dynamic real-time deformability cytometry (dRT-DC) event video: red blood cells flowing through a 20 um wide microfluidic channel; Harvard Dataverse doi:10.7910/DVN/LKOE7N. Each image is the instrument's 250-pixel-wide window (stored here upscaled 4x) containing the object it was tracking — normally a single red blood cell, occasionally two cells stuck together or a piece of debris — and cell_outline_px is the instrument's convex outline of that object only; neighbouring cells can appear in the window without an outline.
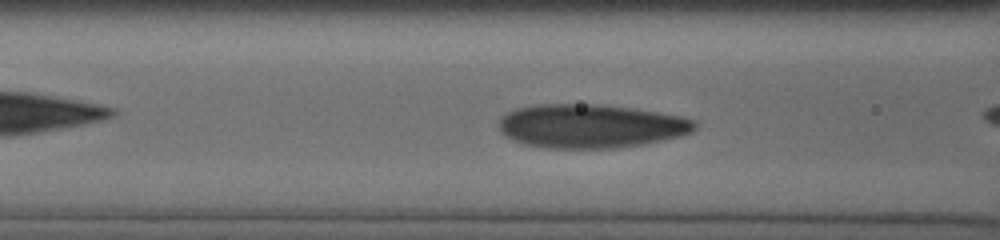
{"species": "human", "species_latin": "Homo sapiens", "temperature_condition": "cold", "stored_images_in_passage": 25, "camera_frame_rate_fps": 3000, "um_per_image_px": 0.085, "donor": {"sex": "male"}, "frame": {"image": 1, "passage_image": 13, "time_ms": 4.667, "image_size_px": [1000, 240], "cell_outline_px": [[700, 124], [692, 132], [680, 136], [644, 144], [616, 148], [548, 148], [524, 144], [512, 140], [504, 136], [500, 132], [500, 120], [508, 112], [516, 108], [536, 104], [592, 104], [628, 108], [656, 112], [680, 116], [696, 120]], "centroid_in_image_um": [50.22, 10.72], "position_along_channel_um": 116.4, "area_um2": 49.94}}
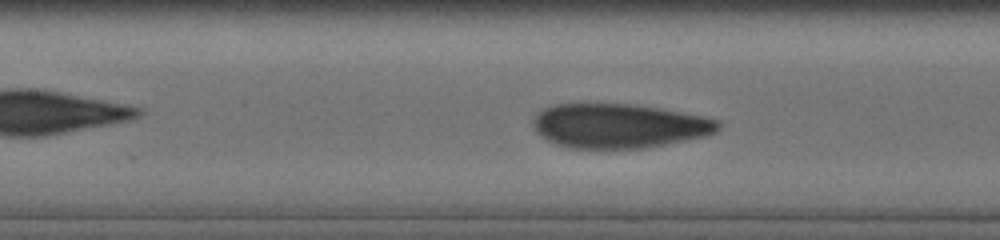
{"frame": {"image": 2, "passage_image": 18, "time_ms": 5.667, "image_size_px": [1000, 240], "cell_outline_px": [[720, 128], [716, 132], [704, 136], [644, 148], [568, 148], [556, 144], [540, 136], [536, 132], [532, 124], [532, 120], [544, 108], [556, 104], [628, 104], [656, 108], [680, 112], [700, 116], [716, 120], [720, 124]], "centroid_in_image_um": [52.55, 10.7], "position_along_channel_um": 154.8, "area_um2": 47.28}}
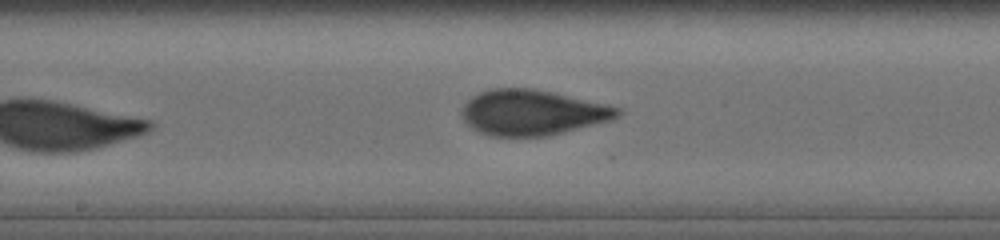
{"frame": {"image": 3, "passage_image": 25, "time_ms": 8.0, "image_size_px": [1000, 240], "cell_outline_px": [[620, 112], [612, 120], [548, 136], [488, 136], [472, 128], [464, 120], [460, 112], [464, 104], [472, 96], [480, 92], [492, 88], [532, 88], [552, 92], [608, 104], [620, 108]], "centroid_in_image_um": [45.23, 9.56], "position_along_channel_um": 203.0, "area_um2": 41.21}}